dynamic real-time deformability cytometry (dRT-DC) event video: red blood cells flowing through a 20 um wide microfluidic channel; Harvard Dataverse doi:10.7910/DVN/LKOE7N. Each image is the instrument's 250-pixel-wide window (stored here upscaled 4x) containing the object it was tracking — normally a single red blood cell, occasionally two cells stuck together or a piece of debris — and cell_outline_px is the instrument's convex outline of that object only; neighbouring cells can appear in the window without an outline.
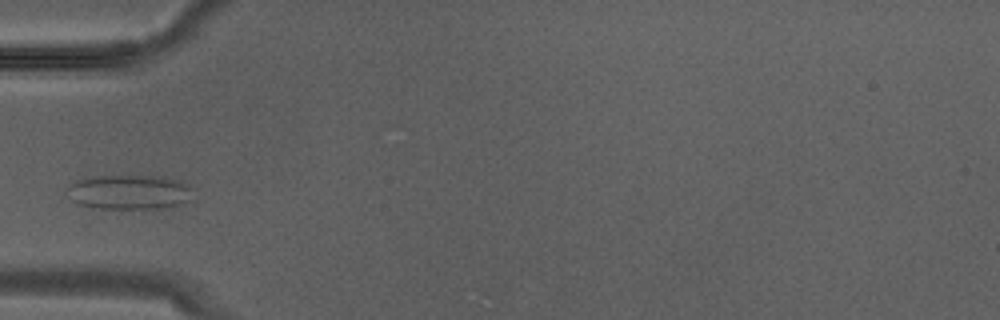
{"species": "Egyptian fruit bat (a non-hibernating species)", "species_latin": "Rousettus aegyptiacus", "temperature_condition": "warm", "stored_images_in_passage": 7, "camera_frame_rate_fps": 3000, "um_per_image_px": 0.085, "animal": {"sex": "male"}, "frame": {"image": 1, "passage_image": 6, "time_ms": 1.667, "image_size_px": [1000, 320], "cell_outline_px": [[192, 188], [188, 200], [180, 204], [164, 208], [92, 208], [80, 204], [72, 200], [68, 188], [68, 184], [76, 180], [92, 176], [160, 176], [176, 180]], "centroid_in_image_um": [10.94, 16.32], "position_along_channel_um": 74.1, "area_um2": 25.03}}